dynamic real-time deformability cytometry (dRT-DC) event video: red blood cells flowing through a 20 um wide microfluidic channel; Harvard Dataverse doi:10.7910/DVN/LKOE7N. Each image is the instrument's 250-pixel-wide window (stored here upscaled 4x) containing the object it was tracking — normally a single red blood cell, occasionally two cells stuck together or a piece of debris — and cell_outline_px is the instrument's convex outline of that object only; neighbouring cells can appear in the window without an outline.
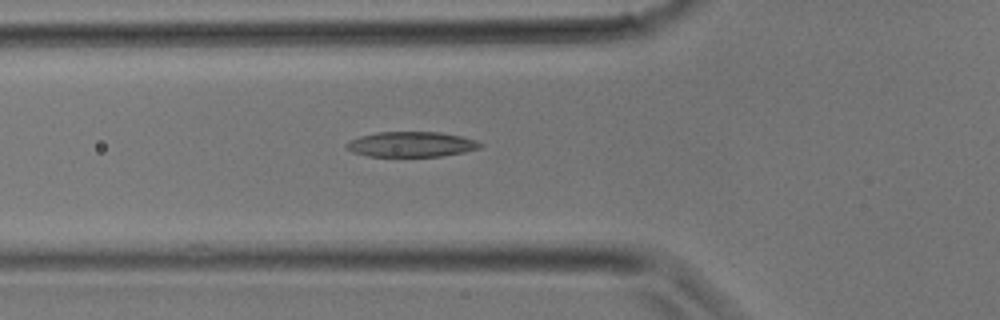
{"species": "common noctule bat (a hibernating species)", "species_latin": "Nyctalus noctula", "temperature_condition": "room temperature", "stored_images_in_passage": 25, "camera_frame_rate_fps": 3000, "um_per_image_px": 0.085, "animal": {"sex": "male", "body_mass_g": 17.9}, "frame": {"image": 1, "passage_image": 7, "time_ms": 2.0, "image_size_px": [1000, 320], "cell_outline_px": [[484, 144], [480, 148], [464, 152], [440, 156], [368, 156], [352, 152], [344, 148], [344, 144], [360, 136], [376, 132], [440, 132], [460, 136], [476, 140]], "centroid_in_image_um": [34.94, 12.26], "position_along_channel_um": 90.9, "area_um2": 19.65}}
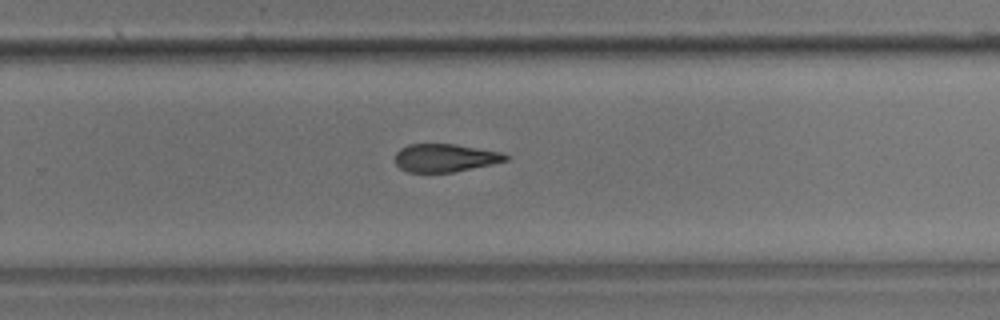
{"frame": {"image": 2, "passage_image": 17, "time_ms": 5.333, "image_size_px": [1000, 320], "cell_outline_px": [[512, 156], [508, 160], [492, 164], [452, 172], [408, 172], [400, 168], [396, 164], [396, 152], [400, 148], [408, 144], [456, 144], [504, 152]], "centroid_in_image_um": [37.88, 13.4], "position_along_channel_um": 291.9, "area_um2": 18.21}}
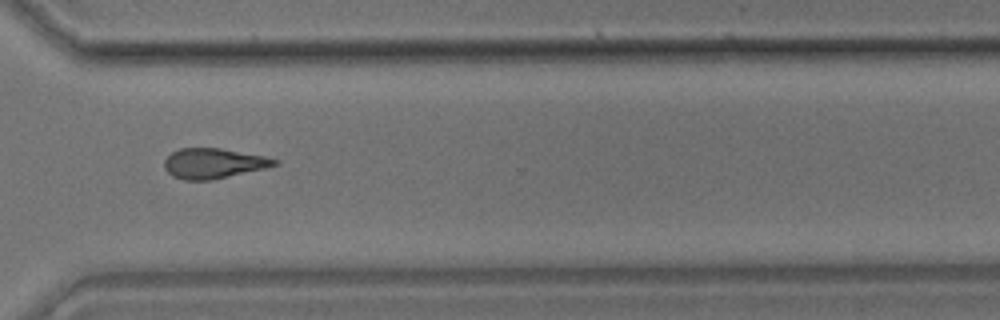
{"frame": {"image": 3, "passage_image": 20, "time_ms": 6.333, "image_size_px": [1000, 320], "cell_outline_px": [[280, 164], [264, 168], [212, 180], [184, 180], [172, 176], [164, 168], [164, 160], [172, 152], [180, 148], [220, 148], [264, 156], [280, 160]], "centroid_in_image_um": [18.14, 13.88], "position_along_channel_um": 352.5, "area_um2": 19.31}}